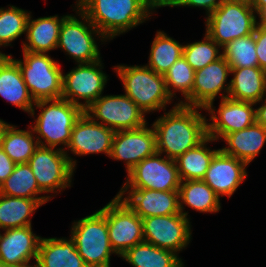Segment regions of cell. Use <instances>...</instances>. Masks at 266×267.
Listing matches in <instances>:
<instances>
[{
  "mask_svg": "<svg viewBox=\"0 0 266 267\" xmlns=\"http://www.w3.org/2000/svg\"><path fill=\"white\" fill-rule=\"evenodd\" d=\"M197 109L204 108L176 104L153 123L158 153L176 160L207 137V120Z\"/></svg>",
  "mask_w": 266,
  "mask_h": 267,
  "instance_id": "1",
  "label": "cell"
},
{
  "mask_svg": "<svg viewBox=\"0 0 266 267\" xmlns=\"http://www.w3.org/2000/svg\"><path fill=\"white\" fill-rule=\"evenodd\" d=\"M77 9L109 39L143 23L152 8L145 0H78Z\"/></svg>",
  "mask_w": 266,
  "mask_h": 267,
  "instance_id": "2",
  "label": "cell"
},
{
  "mask_svg": "<svg viewBox=\"0 0 266 267\" xmlns=\"http://www.w3.org/2000/svg\"><path fill=\"white\" fill-rule=\"evenodd\" d=\"M124 85L125 94L145 113L165 109L172 99L164 75L145 66L118 65L114 69Z\"/></svg>",
  "mask_w": 266,
  "mask_h": 267,
  "instance_id": "3",
  "label": "cell"
},
{
  "mask_svg": "<svg viewBox=\"0 0 266 267\" xmlns=\"http://www.w3.org/2000/svg\"><path fill=\"white\" fill-rule=\"evenodd\" d=\"M35 105L42 109L36 124L32 126L33 132L39 135L35 137L38 144L53 148L59 144L67 147L73 126L84 110L62 98L37 101ZM40 138L45 139L46 144Z\"/></svg>",
  "mask_w": 266,
  "mask_h": 267,
  "instance_id": "4",
  "label": "cell"
},
{
  "mask_svg": "<svg viewBox=\"0 0 266 267\" xmlns=\"http://www.w3.org/2000/svg\"><path fill=\"white\" fill-rule=\"evenodd\" d=\"M71 239L88 267H110V256L115 253L110 244L107 221L100 209L74 222Z\"/></svg>",
  "mask_w": 266,
  "mask_h": 267,
  "instance_id": "5",
  "label": "cell"
},
{
  "mask_svg": "<svg viewBox=\"0 0 266 267\" xmlns=\"http://www.w3.org/2000/svg\"><path fill=\"white\" fill-rule=\"evenodd\" d=\"M24 60H15L32 99L62 98L63 73L59 64L46 53L23 51Z\"/></svg>",
  "mask_w": 266,
  "mask_h": 267,
  "instance_id": "6",
  "label": "cell"
},
{
  "mask_svg": "<svg viewBox=\"0 0 266 267\" xmlns=\"http://www.w3.org/2000/svg\"><path fill=\"white\" fill-rule=\"evenodd\" d=\"M254 8L247 3L224 0L206 18V33L220 46L253 34L258 25Z\"/></svg>",
  "mask_w": 266,
  "mask_h": 267,
  "instance_id": "7",
  "label": "cell"
},
{
  "mask_svg": "<svg viewBox=\"0 0 266 267\" xmlns=\"http://www.w3.org/2000/svg\"><path fill=\"white\" fill-rule=\"evenodd\" d=\"M63 148L38 146L28 164L44 193L55 192L71 186L76 161L68 157Z\"/></svg>",
  "mask_w": 266,
  "mask_h": 267,
  "instance_id": "8",
  "label": "cell"
},
{
  "mask_svg": "<svg viewBox=\"0 0 266 267\" xmlns=\"http://www.w3.org/2000/svg\"><path fill=\"white\" fill-rule=\"evenodd\" d=\"M160 153L146 157L128 172L127 182L117 194L120 198L129 188L179 191L181 178L175 160L159 158Z\"/></svg>",
  "mask_w": 266,
  "mask_h": 267,
  "instance_id": "9",
  "label": "cell"
},
{
  "mask_svg": "<svg viewBox=\"0 0 266 267\" xmlns=\"http://www.w3.org/2000/svg\"><path fill=\"white\" fill-rule=\"evenodd\" d=\"M107 221L113 251L122 256L129 248L144 242L143 223L118 195L101 209Z\"/></svg>",
  "mask_w": 266,
  "mask_h": 267,
  "instance_id": "10",
  "label": "cell"
},
{
  "mask_svg": "<svg viewBox=\"0 0 266 267\" xmlns=\"http://www.w3.org/2000/svg\"><path fill=\"white\" fill-rule=\"evenodd\" d=\"M93 121L113 131L134 130L145 126V112L126 94L100 96L86 110ZM95 116V118H94ZM101 120V122L95 119Z\"/></svg>",
  "mask_w": 266,
  "mask_h": 267,
  "instance_id": "11",
  "label": "cell"
},
{
  "mask_svg": "<svg viewBox=\"0 0 266 267\" xmlns=\"http://www.w3.org/2000/svg\"><path fill=\"white\" fill-rule=\"evenodd\" d=\"M82 21L72 15H66L63 19L59 42L57 48H62L69 56L78 63H92L101 59L98 45L94 40V35L106 38L100 31L88 20V17L78 9ZM91 28V29H90Z\"/></svg>",
  "mask_w": 266,
  "mask_h": 267,
  "instance_id": "12",
  "label": "cell"
},
{
  "mask_svg": "<svg viewBox=\"0 0 266 267\" xmlns=\"http://www.w3.org/2000/svg\"><path fill=\"white\" fill-rule=\"evenodd\" d=\"M101 59L92 63H81L66 75L62 81V99L86 110L101 95L107 83L102 72ZM84 99L85 103L78 100Z\"/></svg>",
  "mask_w": 266,
  "mask_h": 267,
  "instance_id": "13",
  "label": "cell"
},
{
  "mask_svg": "<svg viewBox=\"0 0 266 267\" xmlns=\"http://www.w3.org/2000/svg\"><path fill=\"white\" fill-rule=\"evenodd\" d=\"M190 220L181 212L142 219L144 242L158 248L179 252L191 239Z\"/></svg>",
  "mask_w": 266,
  "mask_h": 267,
  "instance_id": "14",
  "label": "cell"
},
{
  "mask_svg": "<svg viewBox=\"0 0 266 267\" xmlns=\"http://www.w3.org/2000/svg\"><path fill=\"white\" fill-rule=\"evenodd\" d=\"M255 103L236 101L226 98L222 94V100L219 106L217 116L212 105H208L205 110L211 113L210 120L212 123H207V136L214 140L219 137L223 138L229 133L240 131L252 125L256 121L255 109L252 107Z\"/></svg>",
  "mask_w": 266,
  "mask_h": 267,
  "instance_id": "15",
  "label": "cell"
},
{
  "mask_svg": "<svg viewBox=\"0 0 266 267\" xmlns=\"http://www.w3.org/2000/svg\"><path fill=\"white\" fill-rule=\"evenodd\" d=\"M156 150V133L147 125L134 130L116 131L113 137L110 157L125 160L127 172L133 169Z\"/></svg>",
  "mask_w": 266,
  "mask_h": 267,
  "instance_id": "16",
  "label": "cell"
},
{
  "mask_svg": "<svg viewBox=\"0 0 266 267\" xmlns=\"http://www.w3.org/2000/svg\"><path fill=\"white\" fill-rule=\"evenodd\" d=\"M114 134L115 131L83 112L73 126L67 148L80 156L103 152L110 157Z\"/></svg>",
  "mask_w": 266,
  "mask_h": 267,
  "instance_id": "17",
  "label": "cell"
},
{
  "mask_svg": "<svg viewBox=\"0 0 266 267\" xmlns=\"http://www.w3.org/2000/svg\"><path fill=\"white\" fill-rule=\"evenodd\" d=\"M231 74V67L223 56L204 68L196 70L192 88V106L206 108L213 105L215 97L223 89L228 97L230 82L226 85L227 76ZM225 87V88H224Z\"/></svg>",
  "mask_w": 266,
  "mask_h": 267,
  "instance_id": "18",
  "label": "cell"
},
{
  "mask_svg": "<svg viewBox=\"0 0 266 267\" xmlns=\"http://www.w3.org/2000/svg\"><path fill=\"white\" fill-rule=\"evenodd\" d=\"M247 164L219 150L202 179L220 197H231L247 177Z\"/></svg>",
  "mask_w": 266,
  "mask_h": 267,
  "instance_id": "19",
  "label": "cell"
},
{
  "mask_svg": "<svg viewBox=\"0 0 266 267\" xmlns=\"http://www.w3.org/2000/svg\"><path fill=\"white\" fill-rule=\"evenodd\" d=\"M41 237L32 232L31 226L6 229L0 233V262L7 266H20L37 260Z\"/></svg>",
  "mask_w": 266,
  "mask_h": 267,
  "instance_id": "20",
  "label": "cell"
},
{
  "mask_svg": "<svg viewBox=\"0 0 266 267\" xmlns=\"http://www.w3.org/2000/svg\"><path fill=\"white\" fill-rule=\"evenodd\" d=\"M122 199L141 219L180 213L179 191L131 188Z\"/></svg>",
  "mask_w": 266,
  "mask_h": 267,
  "instance_id": "21",
  "label": "cell"
},
{
  "mask_svg": "<svg viewBox=\"0 0 266 267\" xmlns=\"http://www.w3.org/2000/svg\"><path fill=\"white\" fill-rule=\"evenodd\" d=\"M11 57L0 55V96L33 116L35 101L27 89L18 64Z\"/></svg>",
  "mask_w": 266,
  "mask_h": 267,
  "instance_id": "22",
  "label": "cell"
},
{
  "mask_svg": "<svg viewBox=\"0 0 266 267\" xmlns=\"http://www.w3.org/2000/svg\"><path fill=\"white\" fill-rule=\"evenodd\" d=\"M228 98L259 103L266 95V72L259 67L231 68Z\"/></svg>",
  "mask_w": 266,
  "mask_h": 267,
  "instance_id": "23",
  "label": "cell"
},
{
  "mask_svg": "<svg viewBox=\"0 0 266 267\" xmlns=\"http://www.w3.org/2000/svg\"><path fill=\"white\" fill-rule=\"evenodd\" d=\"M222 139L227 142L228 147L220 150L248 165L259 154L266 142V128L255 121L249 127L229 133Z\"/></svg>",
  "mask_w": 266,
  "mask_h": 267,
  "instance_id": "24",
  "label": "cell"
},
{
  "mask_svg": "<svg viewBox=\"0 0 266 267\" xmlns=\"http://www.w3.org/2000/svg\"><path fill=\"white\" fill-rule=\"evenodd\" d=\"M37 267H88L70 238H41Z\"/></svg>",
  "mask_w": 266,
  "mask_h": 267,
  "instance_id": "25",
  "label": "cell"
},
{
  "mask_svg": "<svg viewBox=\"0 0 266 267\" xmlns=\"http://www.w3.org/2000/svg\"><path fill=\"white\" fill-rule=\"evenodd\" d=\"M65 17L66 15L60 19L56 15L32 20L29 15L26 26L27 43H23V51L47 53L56 49L60 28Z\"/></svg>",
  "mask_w": 266,
  "mask_h": 267,
  "instance_id": "26",
  "label": "cell"
},
{
  "mask_svg": "<svg viewBox=\"0 0 266 267\" xmlns=\"http://www.w3.org/2000/svg\"><path fill=\"white\" fill-rule=\"evenodd\" d=\"M220 197L203 180L181 181L179 186V209L187 218L188 212H184L182 205L200 212H218L221 208Z\"/></svg>",
  "mask_w": 266,
  "mask_h": 267,
  "instance_id": "27",
  "label": "cell"
},
{
  "mask_svg": "<svg viewBox=\"0 0 266 267\" xmlns=\"http://www.w3.org/2000/svg\"><path fill=\"white\" fill-rule=\"evenodd\" d=\"M51 199H28L0 194V228L3 230L31 226L29 216Z\"/></svg>",
  "mask_w": 266,
  "mask_h": 267,
  "instance_id": "28",
  "label": "cell"
},
{
  "mask_svg": "<svg viewBox=\"0 0 266 267\" xmlns=\"http://www.w3.org/2000/svg\"><path fill=\"white\" fill-rule=\"evenodd\" d=\"M133 267H184L177 253L142 242L122 256Z\"/></svg>",
  "mask_w": 266,
  "mask_h": 267,
  "instance_id": "29",
  "label": "cell"
},
{
  "mask_svg": "<svg viewBox=\"0 0 266 267\" xmlns=\"http://www.w3.org/2000/svg\"><path fill=\"white\" fill-rule=\"evenodd\" d=\"M210 141L215 140L207 136L196 147L189 149L175 160L181 181L202 180L204 178L211 160L220 150L208 149L206 143Z\"/></svg>",
  "mask_w": 266,
  "mask_h": 267,
  "instance_id": "30",
  "label": "cell"
},
{
  "mask_svg": "<svg viewBox=\"0 0 266 267\" xmlns=\"http://www.w3.org/2000/svg\"><path fill=\"white\" fill-rule=\"evenodd\" d=\"M44 193L38 186L36 178L28 163L16 164L13 172L0 185V194L28 199H50V196H40Z\"/></svg>",
  "mask_w": 266,
  "mask_h": 267,
  "instance_id": "31",
  "label": "cell"
},
{
  "mask_svg": "<svg viewBox=\"0 0 266 267\" xmlns=\"http://www.w3.org/2000/svg\"><path fill=\"white\" fill-rule=\"evenodd\" d=\"M184 45L162 31H157L152 42L149 64L146 65L154 72L164 75L169 68L183 56Z\"/></svg>",
  "mask_w": 266,
  "mask_h": 267,
  "instance_id": "32",
  "label": "cell"
},
{
  "mask_svg": "<svg viewBox=\"0 0 266 267\" xmlns=\"http://www.w3.org/2000/svg\"><path fill=\"white\" fill-rule=\"evenodd\" d=\"M33 129L29 131L17 130L9 125L3 136L1 148L16 164L28 163L34 151L39 146L33 138Z\"/></svg>",
  "mask_w": 266,
  "mask_h": 267,
  "instance_id": "33",
  "label": "cell"
},
{
  "mask_svg": "<svg viewBox=\"0 0 266 267\" xmlns=\"http://www.w3.org/2000/svg\"><path fill=\"white\" fill-rule=\"evenodd\" d=\"M195 70L187 62V60L182 56L178 59L164 74L165 84L167 92L171 98L173 95H176L174 92L178 90L182 92V95L185 97V101H180V103L185 106H192V88L194 83ZM174 89L171 90V88Z\"/></svg>",
  "mask_w": 266,
  "mask_h": 267,
  "instance_id": "34",
  "label": "cell"
},
{
  "mask_svg": "<svg viewBox=\"0 0 266 267\" xmlns=\"http://www.w3.org/2000/svg\"><path fill=\"white\" fill-rule=\"evenodd\" d=\"M222 56L231 68L259 67L254 33L227 43Z\"/></svg>",
  "mask_w": 266,
  "mask_h": 267,
  "instance_id": "35",
  "label": "cell"
},
{
  "mask_svg": "<svg viewBox=\"0 0 266 267\" xmlns=\"http://www.w3.org/2000/svg\"><path fill=\"white\" fill-rule=\"evenodd\" d=\"M30 13L10 6L5 9L0 8V46H8L19 36L26 32L27 21Z\"/></svg>",
  "mask_w": 266,
  "mask_h": 267,
  "instance_id": "36",
  "label": "cell"
},
{
  "mask_svg": "<svg viewBox=\"0 0 266 267\" xmlns=\"http://www.w3.org/2000/svg\"><path fill=\"white\" fill-rule=\"evenodd\" d=\"M220 46L205 33L204 41L193 42L184 45L183 56L191 67L196 71L204 68L211 62L219 59L222 54H219Z\"/></svg>",
  "mask_w": 266,
  "mask_h": 267,
  "instance_id": "37",
  "label": "cell"
},
{
  "mask_svg": "<svg viewBox=\"0 0 266 267\" xmlns=\"http://www.w3.org/2000/svg\"><path fill=\"white\" fill-rule=\"evenodd\" d=\"M253 33L259 68L266 72V28L257 25Z\"/></svg>",
  "mask_w": 266,
  "mask_h": 267,
  "instance_id": "38",
  "label": "cell"
},
{
  "mask_svg": "<svg viewBox=\"0 0 266 267\" xmlns=\"http://www.w3.org/2000/svg\"><path fill=\"white\" fill-rule=\"evenodd\" d=\"M224 0H176L172 5L175 6H192V7H202L207 11L208 16L215 11Z\"/></svg>",
  "mask_w": 266,
  "mask_h": 267,
  "instance_id": "39",
  "label": "cell"
},
{
  "mask_svg": "<svg viewBox=\"0 0 266 267\" xmlns=\"http://www.w3.org/2000/svg\"><path fill=\"white\" fill-rule=\"evenodd\" d=\"M16 163L0 149V185L7 179V177L13 172Z\"/></svg>",
  "mask_w": 266,
  "mask_h": 267,
  "instance_id": "40",
  "label": "cell"
},
{
  "mask_svg": "<svg viewBox=\"0 0 266 267\" xmlns=\"http://www.w3.org/2000/svg\"><path fill=\"white\" fill-rule=\"evenodd\" d=\"M264 104L255 109L256 122L266 128V98Z\"/></svg>",
  "mask_w": 266,
  "mask_h": 267,
  "instance_id": "41",
  "label": "cell"
},
{
  "mask_svg": "<svg viewBox=\"0 0 266 267\" xmlns=\"http://www.w3.org/2000/svg\"><path fill=\"white\" fill-rule=\"evenodd\" d=\"M146 3L153 9L157 7H165V6H170L176 2V0H145Z\"/></svg>",
  "mask_w": 266,
  "mask_h": 267,
  "instance_id": "42",
  "label": "cell"
},
{
  "mask_svg": "<svg viewBox=\"0 0 266 267\" xmlns=\"http://www.w3.org/2000/svg\"><path fill=\"white\" fill-rule=\"evenodd\" d=\"M251 6L258 15L266 7V0H253Z\"/></svg>",
  "mask_w": 266,
  "mask_h": 267,
  "instance_id": "43",
  "label": "cell"
},
{
  "mask_svg": "<svg viewBox=\"0 0 266 267\" xmlns=\"http://www.w3.org/2000/svg\"><path fill=\"white\" fill-rule=\"evenodd\" d=\"M9 125H10V124L5 123V121H3V120L0 119V149H1V146H2V141H3L4 133H5V131H6V128H7Z\"/></svg>",
  "mask_w": 266,
  "mask_h": 267,
  "instance_id": "44",
  "label": "cell"
},
{
  "mask_svg": "<svg viewBox=\"0 0 266 267\" xmlns=\"http://www.w3.org/2000/svg\"><path fill=\"white\" fill-rule=\"evenodd\" d=\"M258 15L260 18L258 25L266 28V7Z\"/></svg>",
  "mask_w": 266,
  "mask_h": 267,
  "instance_id": "45",
  "label": "cell"
},
{
  "mask_svg": "<svg viewBox=\"0 0 266 267\" xmlns=\"http://www.w3.org/2000/svg\"><path fill=\"white\" fill-rule=\"evenodd\" d=\"M229 1H237V2H243V3H247V4H252L253 0H229Z\"/></svg>",
  "mask_w": 266,
  "mask_h": 267,
  "instance_id": "46",
  "label": "cell"
},
{
  "mask_svg": "<svg viewBox=\"0 0 266 267\" xmlns=\"http://www.w3.org/2000/svg\"><path fill=\"white\" fill-rule=\"evenodd\" d=\"M8 267H37V265L35 264V265L33 266V265H30L29 263H27V264L20 265V266H8Z\"/></svg>",
  "mask_w": 266,
  "mask_h": 267,
  "instance_id": "47",
  "label": "cell"
},
{
  "mask_svg": "<svg viewBox=\"0 0 266 267\" xmlns=\"http://www.w3.org/2000/svg\"><path fill=\"white\" fill-rule=\"evenodd\" d=\"M0 267H8L7 265H5L4 263L0 262Z\"/></svg>",
  "mask_w": 266,
  "mask_h": 267,
  "instance_id": "48",
  "label": "cell"
}]
</instances>
